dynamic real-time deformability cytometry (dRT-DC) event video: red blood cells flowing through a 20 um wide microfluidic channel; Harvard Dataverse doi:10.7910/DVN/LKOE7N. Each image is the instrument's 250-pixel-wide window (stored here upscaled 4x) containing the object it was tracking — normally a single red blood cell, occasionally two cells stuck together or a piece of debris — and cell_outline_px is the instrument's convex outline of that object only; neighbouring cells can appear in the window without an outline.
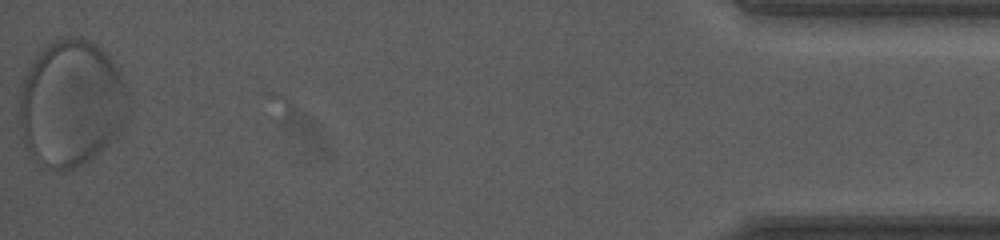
{"species": "human", "species_latin": "Homo sapiens", "temperature_condition": "room temperature", "stored_images_in_passage": 35, "segment_of_instrument_passage": [2, 2], "camera_frame_rate_fps": 3000, "um_per_image_px": 0.085, "donor": {"sex": "female"}, "frame": {"image": 1, "passage_image": 35, "time_ms": 11.333, "image_size_px": [1000, 240], "cell_outline_px": [[120, 128], [108, 144], [100, 152], [88, 160], [72, 168], [60, 172], [48, 168], [40, 164], [36, 160], [80, 120], [88, 116], [92, 116], [120, 124]], "centroid_in_image_um": [6.76, 12.23], "position_along_channel_um": 428.4, "area_um2": 17.63}}